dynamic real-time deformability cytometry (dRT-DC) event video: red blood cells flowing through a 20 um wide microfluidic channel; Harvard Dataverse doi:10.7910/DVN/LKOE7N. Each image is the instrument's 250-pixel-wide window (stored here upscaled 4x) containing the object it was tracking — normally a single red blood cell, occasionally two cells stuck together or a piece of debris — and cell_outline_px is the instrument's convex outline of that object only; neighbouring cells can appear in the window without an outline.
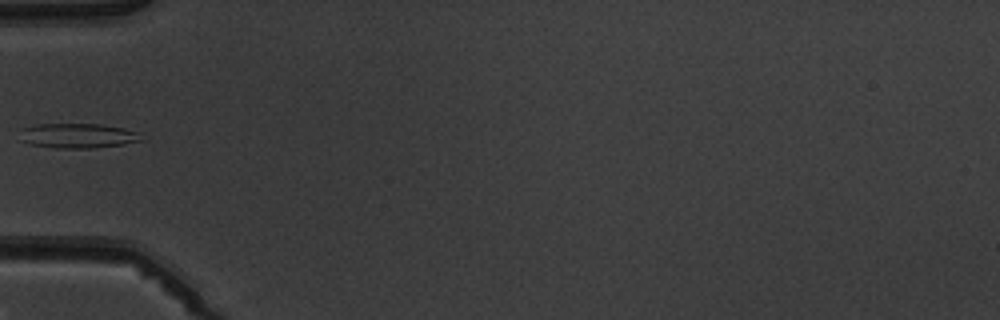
{"species": "common noctule bat (a hibernating species)", "species_latin": "Nyctalus noctula", "temperature_condition": "warm", "stored_images_in_passage": 6, "camera_frame_rate_fps": 3000, "um_per_image_px": 0.085, "animal": {"sex": "male", "body_mass_g": 19.5, "forearm_length_mm": 54.6}, "frame": {"image": 1, "passage_image": 5, "time_ms": 5.667, "image_size_px": [1000, 320], "cell_outline_px": [[144, 140], [124, 144], [92, 148], [56, 148], [32, 144], [20, 140], [20, 128], [36, 124], [100, 124], [124, 128], [140, 132]], "centroid_in_image_um": [6.63, 11.53], "position_along_channel_um": 78.4, "area_um2": 17.69}}
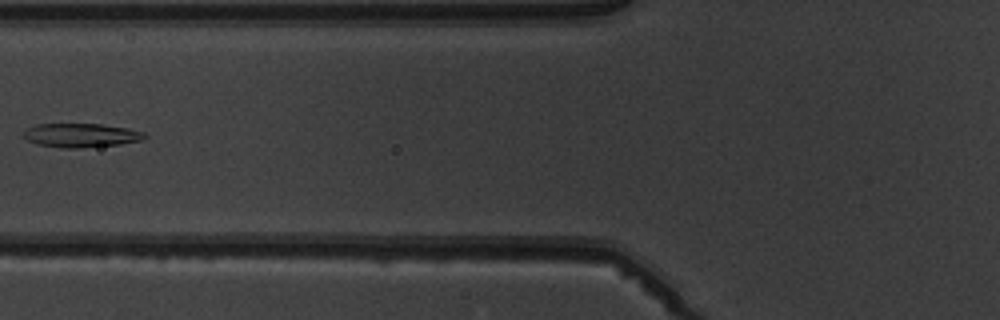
{"frame": {"image": 2, "passage_image": 6, "time_ms": 6.667, "image_size_px": [1000, 320], "cell_outline_px": [[148, 136], [140, 140], [120, 144], [80, 148], [64, 148], [36, 144], [28, 140], [24, 136], [24, 128], [36, 124], [100, 124], [128, 128], [144, 132]], "centroid_in_image_um": [6.87, 11.49], "position_along_channel_um": 118.9, "area_um2": 16.88}}